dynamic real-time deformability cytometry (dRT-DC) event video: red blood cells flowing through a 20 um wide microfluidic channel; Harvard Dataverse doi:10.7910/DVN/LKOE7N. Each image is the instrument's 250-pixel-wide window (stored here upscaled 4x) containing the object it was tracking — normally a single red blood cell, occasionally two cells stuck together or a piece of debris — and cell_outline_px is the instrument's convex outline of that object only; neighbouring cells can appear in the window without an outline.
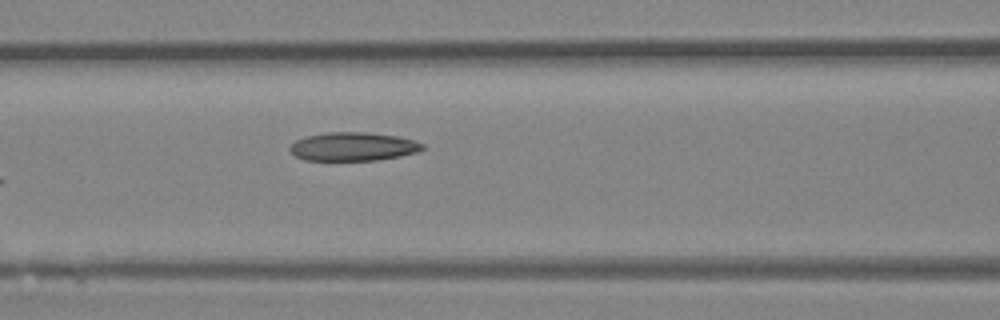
{"species": "Egyptian fruit bat (a non-hibernating species)", "species_latin": "Rousettus aegyptiacus", "temperature_condition": "room temperature", "stored_images_in_passage": 7, "camera_frame_rate_fps": 3000, "um_per_image_px": 0.085, "animal": {"sex": "female"}, "frame": {"image": 1, "passage_image": 7, "time_ms": 7.0, "image_size_px": [1000, 320], "cell_outline_px": [[424, 148], [416, 152], [400, 156], [376, 160], [304, 160], [296, 156], [288, 148], [296, 140], [308, 136], [328, 132], [368, 132], [396, 136], [412, 140], [424, 144]], "centroid_in_image_um": [30.01, 12.46], "position_along_channel_um": 136.6, "area_um2": 21.85}}